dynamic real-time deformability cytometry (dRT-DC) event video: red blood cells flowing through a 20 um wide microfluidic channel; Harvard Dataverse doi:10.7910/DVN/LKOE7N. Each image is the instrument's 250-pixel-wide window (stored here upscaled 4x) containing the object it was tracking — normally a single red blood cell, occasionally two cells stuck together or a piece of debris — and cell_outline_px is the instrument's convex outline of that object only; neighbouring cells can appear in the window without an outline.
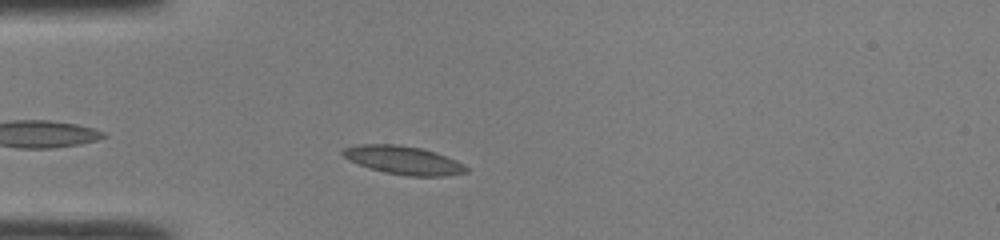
{"species": "common noctule bat (a hibernating species)", "species_latin": "Nyctalus noctula", "temperature_condition": "room temperature", "stored_images_in_passage": 30, "camera_frame_rate_fps": 3000, "um_per_image_px": 0.085, "animal": {"sex": "male", "body_mass_g": 19.0, "forearm_length_mm": 50.8}, "frame": {"image": 1, "passage_image": 4, "time_ms": 1.0, "image_size_px": [1000, 240], "cell_outline_px": [[468, 172], [444, 176], [408, 176], [384, 172], [348, 160], [340, 152], [344, 148], [360, 144], [396, 144], [420, 148], [436, 152], [456, 160], [464, 164], [468, 168]], "centroid_in_image_um": [34.31, 13.61], "position_along_channel_um": 50.7, "area_um2": 20.29}}
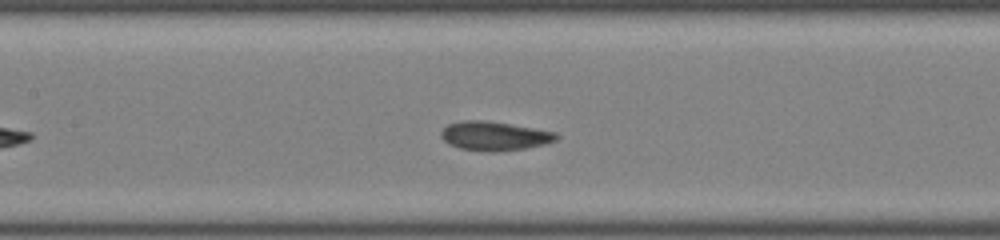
{"frame": {"image": 2, "passage_image": 13, "time_ms": 4.0, "image_size_px": [1000, 240], "cell_outline_px": [[560, 136], [556, 140], [544, 144], [524, 148], [496, 152], [488, 152], [460, 148], [448, 144], [440, 136], [440, 132], [448, 124], [464, 120], [484, 120], [556, 132]], "centroid_in_image_um": [42.0, 11.56], "position_along_channel_um": 165.4, "area_um2": 19.36}}
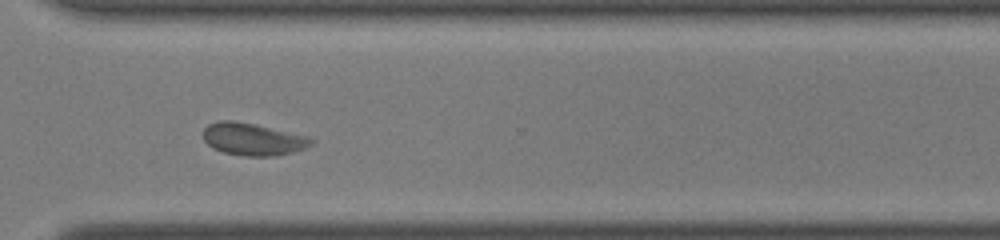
{"frame": {"image": 3, "passage_image": 26, "time_ms": 8.333, "image_size_px": [1000, 240], "cell_outline_px": [[316, 140], [312, 144], [304, 148], [292, 152], [276, 156], [244, 156], [224, 152], [212, 148], [204, 140], [204, 128], [208, 124], [220, 120], [232, 120], [256, 124], [312, 136]], "centroid_in_image_um": [21.54, 11.82], "position_along_channel_um": 349.1, "area_um2": 20.63}, "authors_computed_cell_mechanics": {"area_um2": 19.4497, "velocity_mm_per_s": 4.2316, "shape_relaxation_time_tau1_ms": 5.3325, "shape_relaxation_time_tau2_ms": 1.3235, "deformation_change_tau1": 0.1155, "deformation_change_tau2": 0.0621}}